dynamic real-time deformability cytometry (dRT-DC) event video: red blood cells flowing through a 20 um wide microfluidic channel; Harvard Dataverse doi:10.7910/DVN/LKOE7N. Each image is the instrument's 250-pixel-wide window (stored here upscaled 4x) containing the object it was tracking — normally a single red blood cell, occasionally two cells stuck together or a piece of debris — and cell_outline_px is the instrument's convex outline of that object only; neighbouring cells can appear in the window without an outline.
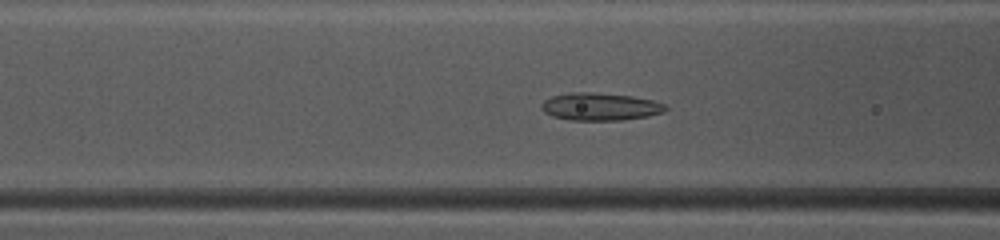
{"species": "common noctule bat (a hibernating species)", "species_latin": "Nyctalus noctula", "temperature_condition": "warm", "stored_images_in_passage": 38, "camera_frame_rate_fps": 3000, "um_per_image_px": 0.085, "animal": {"sex": "female", "body_mass_g": 10.0, "forearm_length_mm": 53.1}, "frame": {"image": 1, "passage_image": 9, "time_ms": 2.667, "image_size_px": [1000, 240], "cell_outline_px": [[668, 108], [664, 112], [648, 116], [620, 120], [568, 120], [552, 116], [544, 112], [540, 108], [540, 104], [544, 100], [552, 96], [572, 92], [592, 92], [632, 96], [652, 100], [664, 104]], "centroid_in_image_um": [50.98, 9.06], "position_along_channel_um": 115.6, "area_um2": 20.0}}
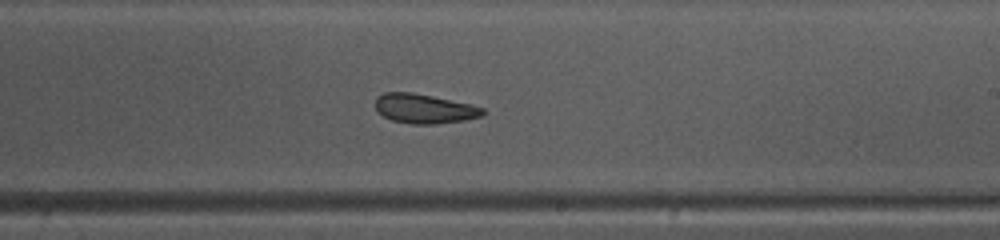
{"frame": {"image": 2, "passage_image": 19, "time_ms": 6.0, "image_size_px": [1000, 240], "cell_outline_px": [[488, 112], [484, 116], [464, 120], [436, 124], [412, 124], [392, 120], [384, 116], [376, 108], [376, 96], [384, 92], [412, 92], [472, 104], [484, 108]], "centroid_in_image_um": [36.12, 9.23], "position_along_channel_um": 252.9, "area_um2": 18.55}}
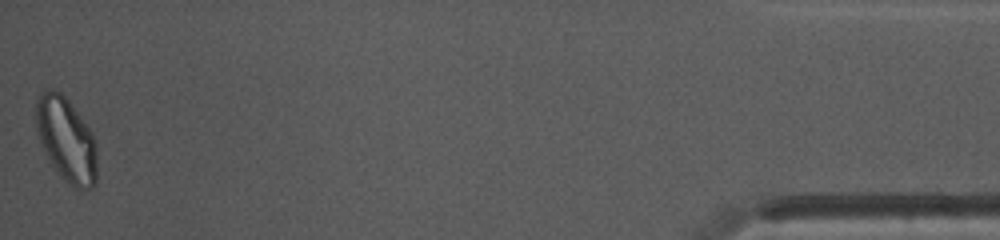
{"frame": {"image": 3, "passage_image": 38, "time_ms": 12.333, "image_size_px": [1000, 240], "cell_outline_px": [[96, 184], [92, 188], [72, 188], [64, 180], [52, 164], [40, 140], [36, 128], [36, 100], [48, 88], [52, 88], [60, 92], [68, 100], [92, 132], [96, 144]], "centroid_in_image_um": [5.65, 11.87], "position_along_channel_um": 429.5, "area_um2": 29.59}, "authors_computed_cell_mechanics": {"area_um2": 19.9988, "velocity_mm_per_s": 4.1128, "shape_relaxation_time_tau1_ms": 4.6531, "shape_relaxation_time_tau2_ms": 2.8888, "deformation_change_tau1": 0.1021, "deformation_change_tau2": 0.0905}}